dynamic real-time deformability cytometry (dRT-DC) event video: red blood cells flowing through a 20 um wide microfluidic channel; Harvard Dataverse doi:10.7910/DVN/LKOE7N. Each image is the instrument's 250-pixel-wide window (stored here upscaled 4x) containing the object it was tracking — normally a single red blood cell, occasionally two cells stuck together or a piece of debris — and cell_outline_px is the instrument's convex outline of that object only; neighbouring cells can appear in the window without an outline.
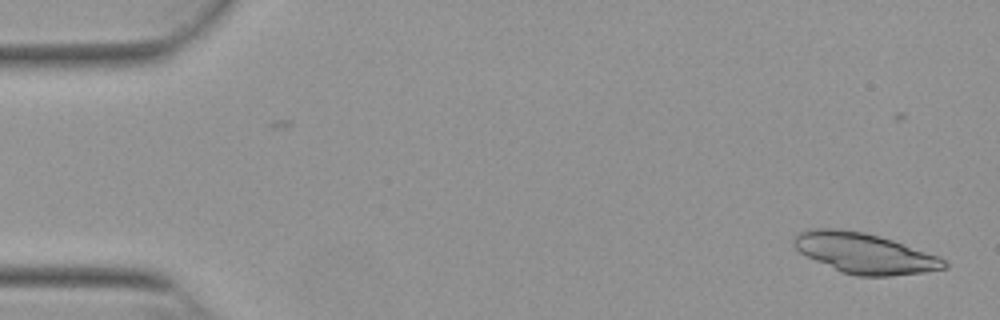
{"species": "Egyptian fruit bat (a non-hibernating species)", "species_latin": "Rousettus aegyptiacus", "temperature_condition": "warm", "stored_images_in_passage": 24, "camera_frame_rate_fps": 3000, "um_per_image_px": 0.085, "animal": {"sex": "female"}, "frame": {"image": 1, "passage_image": 3, "time_ms": 0.667, "image_size_px": [1000, 320], "cell_outline_px": [[948, 268], [924, 272], [892, 276], [856, 276], [840, 272], [800, 252], [792, 244], [792, 236], [796, 232], [808, 228], [836, 228], [864, 232], [880, 236], [940, 256], [948, 264]], "centroid_in_image_um": [73.46, 21.51], "position_along_channel_um": 11.5, "area_um2": 35.6}}
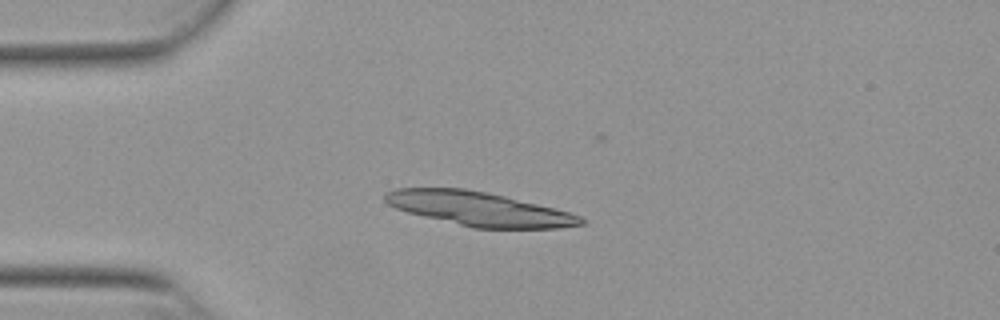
{"frame": {"image": 2, "passage_image": 14, "time_ms": 4.333, "image_size_px": [1000, 320], "cell_outline_px": [[584, 224], [556, 228], [472, 228], [408, 212], [396, 208], [388, 204], [384, 200], [384, 192], [396, 188], [464, 188], [504, 196], [556, 208], [580, 216], [584, 220]], "centroid_in_image_um": [40.69, 17.75], "position_along_channel_um": 44.3, "area_um2": 38.49}}